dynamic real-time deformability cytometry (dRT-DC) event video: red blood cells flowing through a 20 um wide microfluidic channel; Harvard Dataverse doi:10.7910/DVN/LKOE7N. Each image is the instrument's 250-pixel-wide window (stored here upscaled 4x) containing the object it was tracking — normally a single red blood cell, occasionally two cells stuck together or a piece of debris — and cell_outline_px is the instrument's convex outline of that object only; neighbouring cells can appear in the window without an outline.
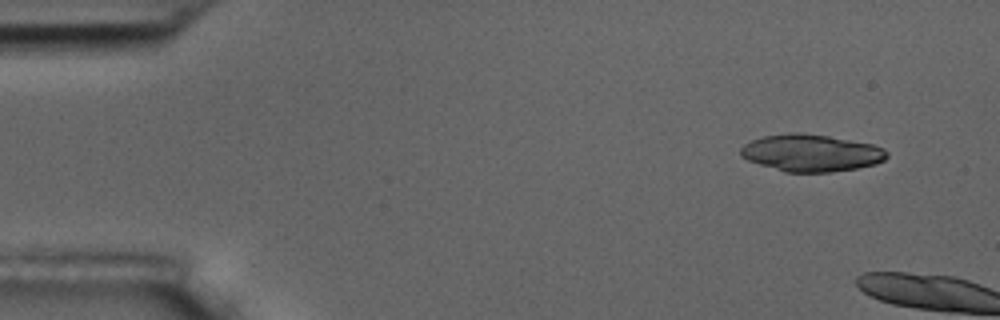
{"species": "common noctule bat (a hibernating species)", "species_latin": "Nyctalus noctula", "temperature_condition": "room temperature", "stored_images_in_passage": 5, "segment_of_instrument_passage": [2, 2], "camera_frame_rate_fps": 3000, "um_per_image_px": 0.085, "animal": {"sex": "male", "body_mass_g": 17.5, "forearm_length_mm": 52.3}, "frame": {"image": 1, "passage_image": 5, "time_ms": 5.333, "image_size_px": [1000, 320], "cell_outline_px": [[888, 156], [884, 160], [876, 164], [856, 168], [832, 172], [784, 172], [748, 160], [740, 156], [740, 148], [744, 144], [752, 140], [764, 136], [788, 132], [800, 132], [828, 136], [872, 144], [884, 148], [888, 152]], "centroid_in_image_um": [68.95, 12.99], "position_along_channel_um": 16.1, "area_um2": 31.67}}